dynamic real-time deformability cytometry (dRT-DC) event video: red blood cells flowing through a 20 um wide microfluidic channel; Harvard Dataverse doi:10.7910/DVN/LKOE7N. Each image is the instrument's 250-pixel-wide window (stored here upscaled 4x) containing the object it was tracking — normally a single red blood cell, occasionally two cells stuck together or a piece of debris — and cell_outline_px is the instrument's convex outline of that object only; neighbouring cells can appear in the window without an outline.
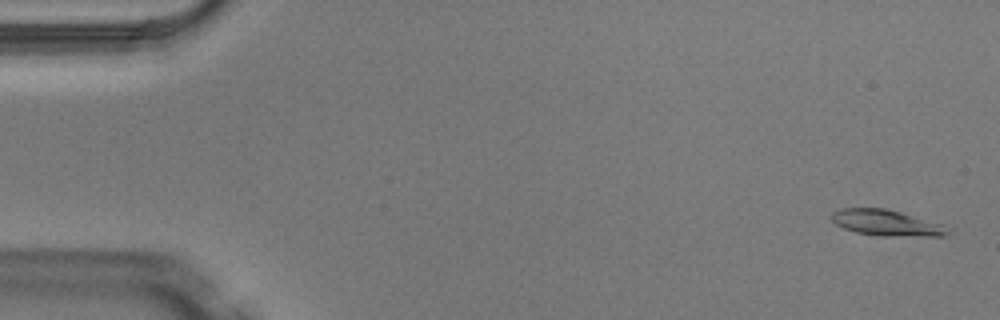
{"species": "Egyptian fruit bat (a non-hibernating species)", "species_latin": "Rousettus aegyptiacus", "temperature_condition": "warm", "stored_images_in_passage": 3, "camera_frame_rate_fps": 3000, "um_per_image_px": 0.085, "animal": {"sex": "male"}, "frame": {"image": 1, "passage_image": 1, "time_ms": 0.0, "image_size_px": [1000, 320], "cell_outline_px": [[948, 236], [884, 236], [856, 232], [844, 228], [836, 224], [832, 220], [832, 212], [840, 208], [884, 208], [900, 212], [944, 224], [948, 232]], "centroid_in_image_um": [75.36, 18.94], "position_along_channel_um": 9.6, "area_um2": 17.46}}